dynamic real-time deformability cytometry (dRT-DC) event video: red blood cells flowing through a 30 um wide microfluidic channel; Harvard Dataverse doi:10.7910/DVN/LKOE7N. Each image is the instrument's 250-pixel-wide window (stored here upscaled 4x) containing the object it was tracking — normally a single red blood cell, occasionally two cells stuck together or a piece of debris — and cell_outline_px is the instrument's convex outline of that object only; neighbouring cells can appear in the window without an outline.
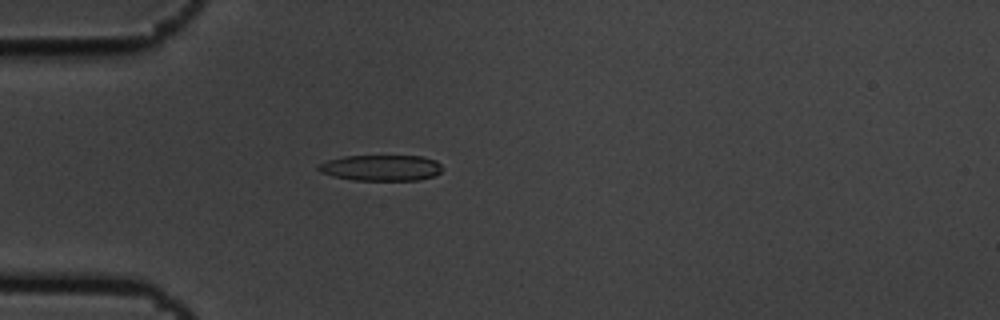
{"species": "common noctule bat (a hibernating species)", "species_latin": "Nyctalus noctula", "temperature_condition": "cold", "stored_images_in_passage": 2, "camera_frame_rate_fps": 3000, "um_per_image_px": 0.085, "animal": {"sex": "male", "body_mass_g": 19.5, "forearm_length_mm": 54.6}, "frame": {"image": 1, "passage_image": 2, "time_ms": 0.333, "image_size_px": [1000, 320], "cell_outline_px": [[440, 172], [436, 176], [420, 180], [356, 180], [332, 176], [320, 172], [316, 168], [320, 164], [328, 160], [344, 156], [424, 156], [436, 160], [440, 164]], "centroid_in_image_um": [32.41, 14.26], "position_along_channel_um": 52.6, "area_um2": 18.73}}